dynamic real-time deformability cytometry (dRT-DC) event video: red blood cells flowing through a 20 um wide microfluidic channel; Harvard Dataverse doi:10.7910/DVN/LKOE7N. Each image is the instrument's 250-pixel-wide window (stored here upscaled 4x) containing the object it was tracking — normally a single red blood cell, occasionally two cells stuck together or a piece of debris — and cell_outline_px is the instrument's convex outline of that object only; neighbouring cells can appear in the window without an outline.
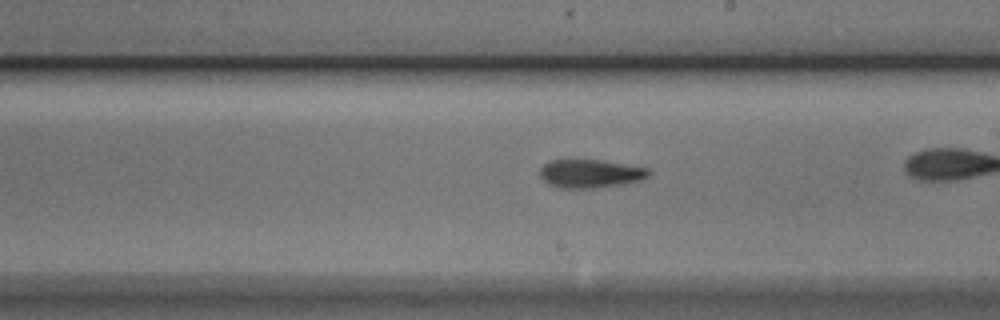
{"species": "Egyptian fruit bat (a non-hibernating species)", "species_latin": "Rousettus aegyptiacus", "temperature_condition": "cold", "stored_images_in_passage": 43, "camera_frame_rate_fps": 3000, "um_per_image_px": 0.085, "animal": {"sex": "male"}, "frame": {"image": 1, "passage_image": 31, "time_ms": 10.0, "image_size_px": [1000, 320], "cell_outline_px": [[652, 172], [648, 176], [640, 180], [624, 184], [596, 188], [560, 188], [548, 184], [540, 176], [540, 168], [544, 164], [552, 160], [600, 160], [648, 168]], "centroid_in_image_um": [50.18, 14.76], "position_along_channel_um": 238.8, "area_um2": 17.98}}